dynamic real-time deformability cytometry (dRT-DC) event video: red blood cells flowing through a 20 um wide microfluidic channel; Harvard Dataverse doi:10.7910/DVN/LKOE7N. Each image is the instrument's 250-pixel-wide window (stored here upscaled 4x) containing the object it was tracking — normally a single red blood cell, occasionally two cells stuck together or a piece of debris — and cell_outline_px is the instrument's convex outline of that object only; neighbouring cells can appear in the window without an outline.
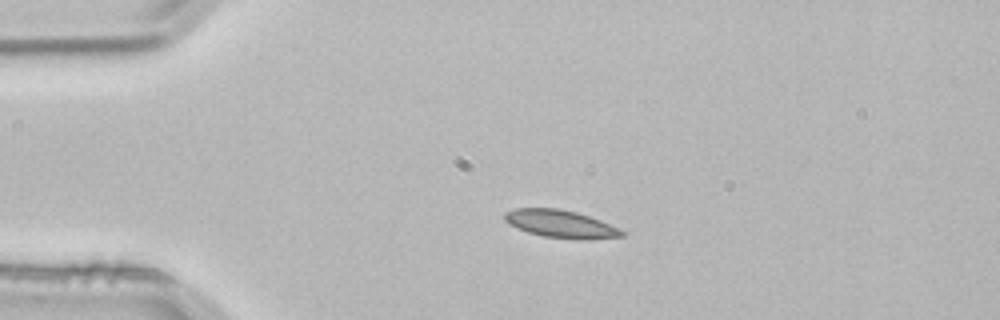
{"species": "common noctule bat (a hibernating species)", "species_latin": "Nyctalus noctula", "temperature_condition": "room temperature", "stored_images_in_passage": 2, "camera_frame_rate_fps": 3000, "um_per_image_px": 0.085, "animal": {"sex": "male", "body_mass_g": 21.5, "forearm_length_mm": 52.0}, "frame": {"image": 1, "passage_image": 1, "time_ms": 0.0, "image_size_px": [1000, 320], "cell_outline_px": [[624, 236], [588, 240], [576, 240], [544, 236], [528, 232], [516, 228], [508, 224], [504, 220], [504, 212], [512, 208], [560, 208], [576, 212], [600, 220], [620, 228], [624, 232]], "centroid_in_image_um": [47.64, 19.03], "position_along_channel_um": 37.4, "area_um2": 19.19}}